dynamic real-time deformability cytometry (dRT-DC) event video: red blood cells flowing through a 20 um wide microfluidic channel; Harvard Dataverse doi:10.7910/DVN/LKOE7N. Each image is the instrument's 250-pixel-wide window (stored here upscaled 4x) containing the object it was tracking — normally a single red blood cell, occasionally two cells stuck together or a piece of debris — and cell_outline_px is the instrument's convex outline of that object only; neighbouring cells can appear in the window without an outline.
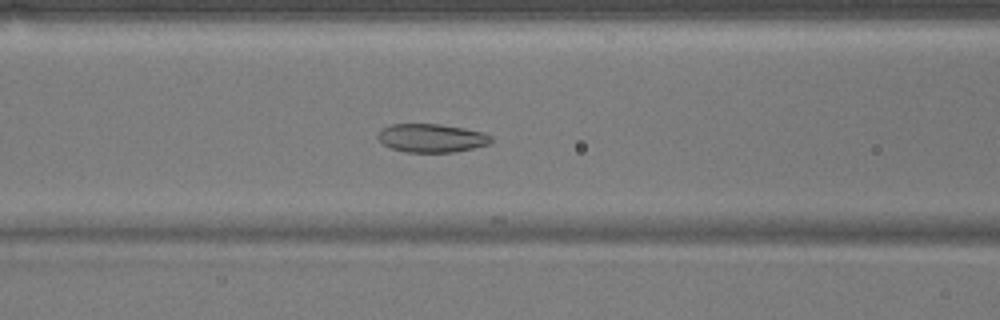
{"species": "common noctule bat (a hibernating species)", "species_latin": "Nyctalus noctula", "temperature_condition": "warm", "stored_images_in_passage": 15, "camera_frame_rate_fps": 3000, "um_per_image_px": 0.085, "animal": {"sex": "male", "body_mass_g": 17.9}, "frame": {"image": 1, "passage_image": 12, "time_ms": 3.667, "image_size_px": [1000, 320], "cell_outline_px": [[492, 140], [488, 144], [456, 152], [404, 152], [392, 148], [384, 144], [376, 136], [384, 128], [392, 124], [440, 124], [464, 128], [484, 132], [492, 136]], "centroid_in_image_um": [36.71, 11.73], "position_along_channel_um": 129.9, "area_um2": 18.67}}